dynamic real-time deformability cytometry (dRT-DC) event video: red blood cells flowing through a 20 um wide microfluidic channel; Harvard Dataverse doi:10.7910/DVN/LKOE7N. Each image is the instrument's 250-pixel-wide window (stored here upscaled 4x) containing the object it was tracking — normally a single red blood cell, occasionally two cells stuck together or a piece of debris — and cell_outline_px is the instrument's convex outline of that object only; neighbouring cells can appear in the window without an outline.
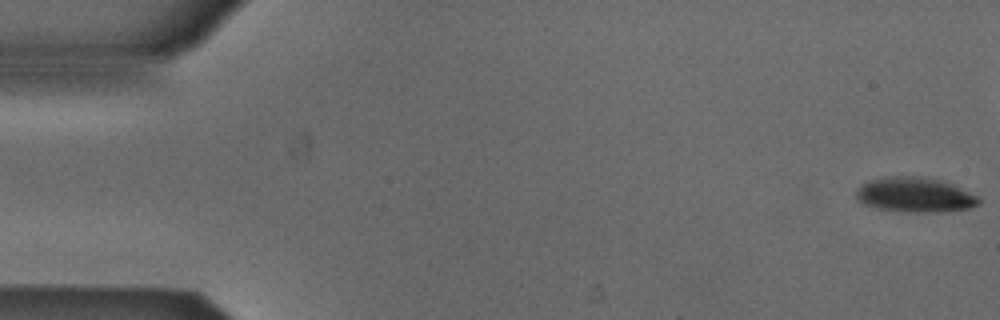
{"species": "Egyptian fruit bat (a non-hibernating species)", "species_latin": "Rousettus aegyptiacus", "temperature_condition": "cold", "stored_images_in_passage": 4, "camera_frame_rate_fps": 3000, "um_per_image_px": 0.085, "animal": {"sex": "male"}, "frame": {"image": 1, "passage_image": 1, "time_ms": 0.0, "image_size_px": [1000, 320], "cell_outline_px": [[980, 204], [972, 208], [940, 212], [908, 212], [876, 208], [864, 204], [856, 200], [856, 188], [860, 184], [868, 180], [884, 176], [924, 176], [940, 180], [952, 184], [980, 196]], "centroid_in_image_um": [77.76, 16.55], "position_along_channel_um": 7.2, "area_um2": 25.43}}
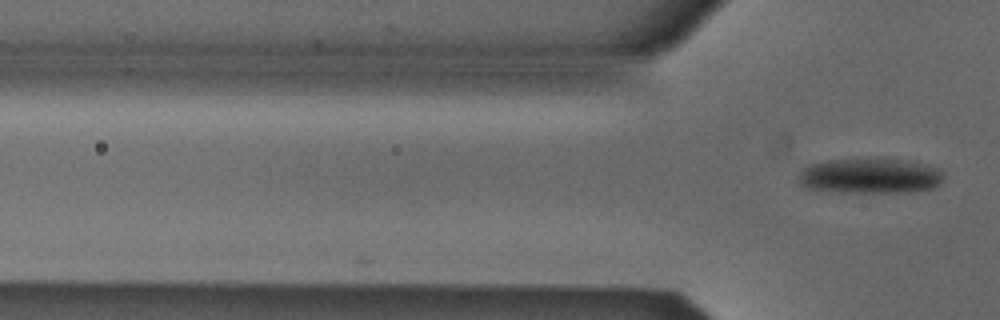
{"frame": {"image": 2, "passage_image": 4, "time_ms": 1.0, "image_size_px": [1000, 320], "cell_outline_px": [[944, 168], [940, 184], [932, 188], [900, 192], [828, 192], [808, 188], [796, 184], [796, 176], [804, 168], [812, 164], [828, 160], [896, 160], [924, 164]], "centroid_in_image_um": [73.89, 14.98], "position_along_channel_um": 51.9, "area_um2": 29.59}}